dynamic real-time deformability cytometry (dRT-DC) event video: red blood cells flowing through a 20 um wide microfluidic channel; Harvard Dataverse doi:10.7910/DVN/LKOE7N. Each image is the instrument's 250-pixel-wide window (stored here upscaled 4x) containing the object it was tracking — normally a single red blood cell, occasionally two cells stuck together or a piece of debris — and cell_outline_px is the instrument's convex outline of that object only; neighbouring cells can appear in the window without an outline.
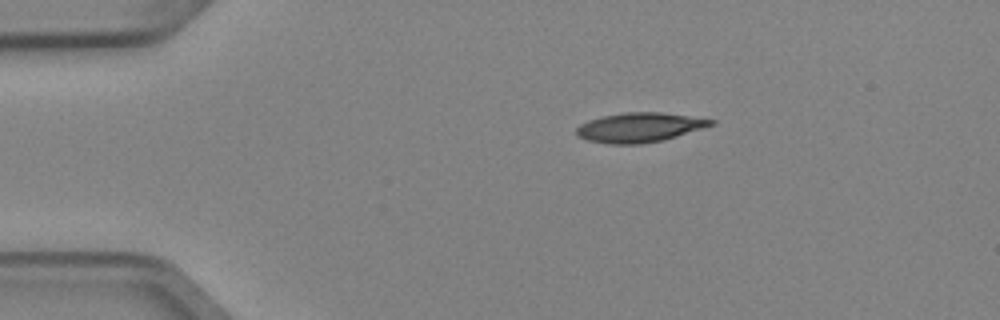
{"species": "Egyptian fruit bat (a non-hibernating species)", "species_latin": "Rousettus aegyptiacus", "temperature_condition": "cold", "stored_images_in_passage": 2, "camera_frame_rate_fps": 3000, "um_per_image_px": 0.085, "animal": {"sex": "female"}, "frame": {"image": 1, "passage_image": 1, "time_ms": 0.0, "image_size_px": [1000, 320], "cell_outline_px": [[716, 124], [664, 140], [640, 144], [612, 144], [588, 140], [576, 136], [576, 128], [580, 124], [588, 120], [604, 116], [624, 112], [660, 112], [716, 120]], "centroid_in_image_um": [54.35, 10.83], "position_along_channel_um": 30.6, "area_um2": 23.06}}